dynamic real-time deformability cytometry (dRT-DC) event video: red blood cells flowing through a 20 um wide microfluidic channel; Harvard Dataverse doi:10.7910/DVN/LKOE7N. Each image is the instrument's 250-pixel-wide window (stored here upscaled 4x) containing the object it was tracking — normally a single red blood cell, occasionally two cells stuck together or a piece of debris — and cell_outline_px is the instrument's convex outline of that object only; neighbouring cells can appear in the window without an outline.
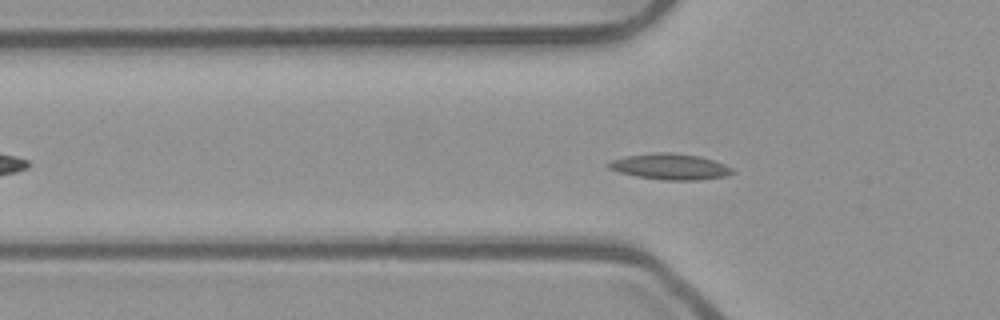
{"species": "common noctule bat (a hibernating species)", "species_latin": "Nyctalus noctula", "temperature_condition": "room temperature", "stored_images_in_passage": 52, "camera_frame_rate_fps": 3000, "um_per_image_px": 0.085, "animal": {"sex": "male", "body_mass_g": 23.1, "forearm_length_mm": 52.7}, "frame": {"image": 1, "passage_image": 15, "time_ms": 4.667, "image_size_px": [1000, 320], "cell_outline_px": [[736, 172], [728, 176], [700, 180], [664, 180], [636, 176], [620, 172], [608, 168], [604, 164], [612, 160], [624, 156], [652, 152], [672, 152], [700, 156], [724, 164], [732, 168]], "centroid_in_image_um": [56.96, 14.16], "position_along_channel_um": 68.8, "area_um2": 18.96}}
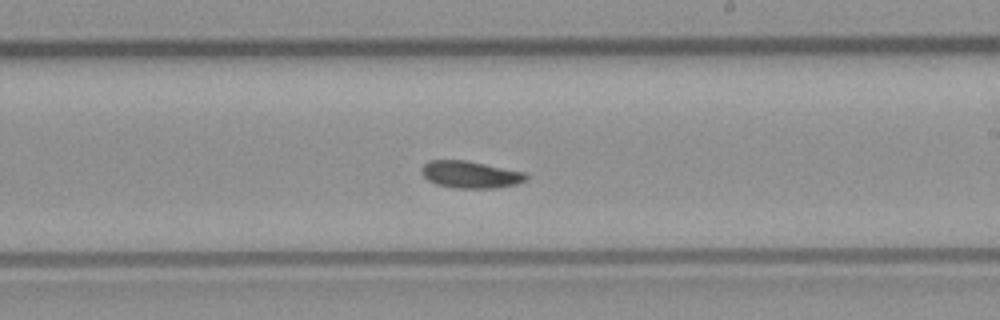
{"frame": {"image": 2, "passage_image": 29, "time_ms": 9.333, "image_size_px": [1000, 320], "cell_outline_px": [[528, 180], [516, 184], [496, 188], [456, 188], [436, 184], [428, 180], [420, 172], [420, 168], [428, 160], [464, 160], [524, 172], [528, 176]], "centroid_in_image_um": [39.96, 14.84], "position_along_channel_um": 249.0, "area_um2": 16.47}}
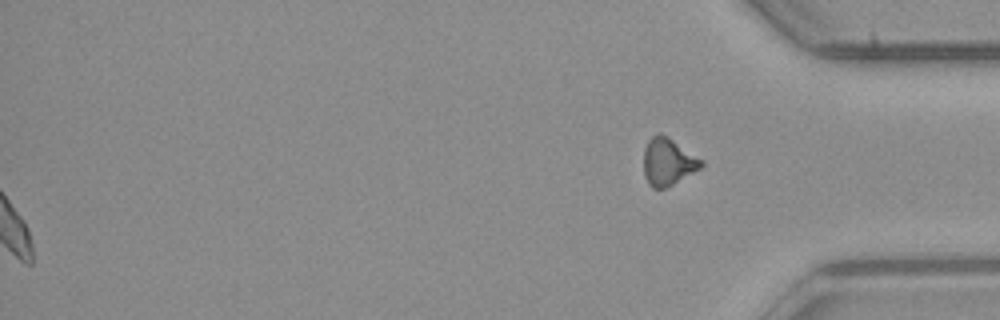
{"frame": {"image": 3, "passage_image": 52, "time_ms": 17.0, "image_size_px": [1000, 320], "cell_outline_px": [[704, 164], [700, 168], [672, 184], [664, 188], [652, 188], [648, 184], [644, 176], [644, 148], [648, 140], [656, 132], [660, 132], [668, 136], [704, 160]], "centroid_in_image_um": [56.77, 13.71], "position_along_channel_um": 378.4, "area_um2": 15.95}, "authors_computed_cell_mechanics": {"area_um2": 16.6175, "velocity_mm_per_s": 3.8505, "shape_relaxation_time_tau1_ms": 5.0766, "shape_relaxation_time_tau2_ms": null, "deformation_change_tau1": 0.0913, "deformation_change_tau2": null}}